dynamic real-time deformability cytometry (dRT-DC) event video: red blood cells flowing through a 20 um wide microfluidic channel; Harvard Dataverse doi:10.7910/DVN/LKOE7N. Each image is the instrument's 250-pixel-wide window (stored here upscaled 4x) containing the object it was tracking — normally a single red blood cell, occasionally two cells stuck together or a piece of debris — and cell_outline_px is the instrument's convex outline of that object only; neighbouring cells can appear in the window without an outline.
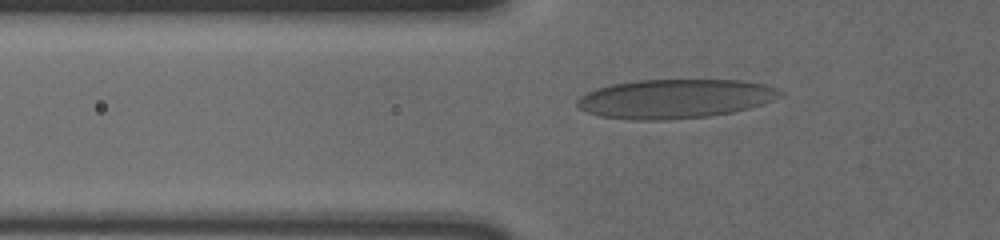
{"species": "human", "species_latin": "Homo sapiens", "temperature_condition": "cold", "stored_images_in_passage": 39, "camera_frame_rate_fps": 3000, "um_per_image_px": 0.085, "donor": {"sex": "male"}, "frame": {"image": 1, "passage_image": 3, "time_ms": 0.667, "image_size_px": [1000, 240], "cell_outline_px": [[784, 92], [780, 96], [772, 100], [748, 108], [732, 112], [708, 116], [668, 120], [632, 120], [600, 116], [588, 112], [580, 108], [576, 104], [576, 100], [580, 96], [588, 92], [612, 84], [636, 80], [740, 80], [760, 84], [776, 88]], "centroid_in_image_um": [57.34, 8.4], "position_along_channel_um": 68.5, "area_um2": 45.95}}
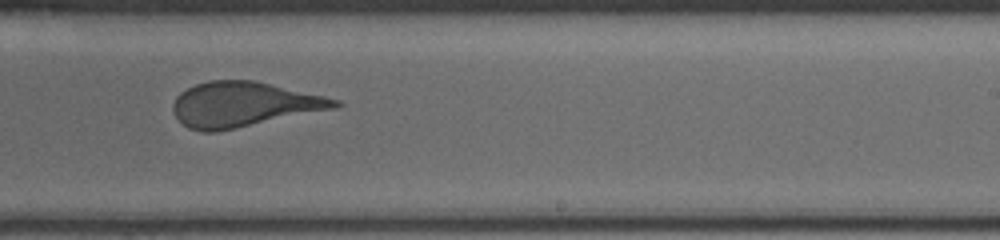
{"frame": {"image": 2, "passage_image": 20, "time_ms": 6.333, "image_size_px": [1000, 240], "cell_outline_px": [[344, 104], [336, 108], [216, 132], [200, 132], [188, 128], [172, 112], [172, 104], [176, 96], [180, 92], [196, 84], [208, 80], [252, 80], [324, 96], [340, 100]], "centroid_in_image_um": [20.68, 8.88], "position_along_channel_um": 268.3, "area_um2": 42.19}}
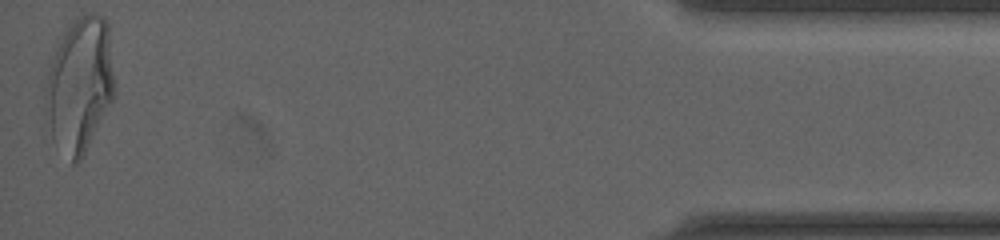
{"frame": {"image": 3, "passage_image": 39, "time_ms": 12.667, "image_size_px": [1000, 240], "cell_outline_px": [[112, 100], [80, 160], [76, 164], [72, 164], [52, 140], [44, 112], [44, 88], [48, 72], [56, 48], [64, 32], [72, 20], [76, 16], [88, 12], [92, 12], [104, 16], [108, 24], [112, 72]], "centroid_in_image_um": [6.71, 7.19], "position_along_channel_um": 428.5, "area_um2": 53.87}, "authors_computed_cell_mechanics": {"area_um2": 43.4078, "velocity_mm_per_s": 3.6374, "shape_relaxation_time_tau1_ms": 10.7281, "shape_relaxation_time_tau2_ms": null, "deformation_change_tau1": 0.2697, "deformation_change_tau2": null}}